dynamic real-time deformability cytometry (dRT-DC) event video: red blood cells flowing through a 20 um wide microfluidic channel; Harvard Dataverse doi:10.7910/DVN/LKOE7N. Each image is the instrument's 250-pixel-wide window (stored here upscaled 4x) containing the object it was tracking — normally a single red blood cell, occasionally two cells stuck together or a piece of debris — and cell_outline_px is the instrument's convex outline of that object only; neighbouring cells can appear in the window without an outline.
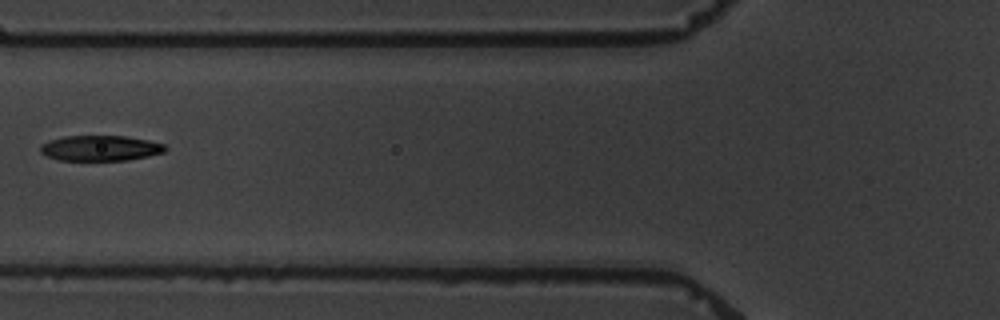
{"species": "common noctule bat (a hibernating species)", "species_latin": "Nyctalus noctula", "temperature_condition": "warm", "stored_images_in_passage": 10, "segment_of_instrument_passage": [1, 2], "camera_frame_rate_fps": 3000, "um_per_image_px": 0.085, "animal": {"sex": "male", "body_mass_g": 19.5, "forearm_length_mm": 54.6}, "frame": {"image": 1, "passage_image": 6, "time_ms": 6.0, "image_size_px": [1000, 320], "cell_outline_px": [[168, 148], [164, 152], [148, 156], [128, 160], [60, 160], [48, 156], [40, 152], [40, 144], [48, 140], [64, 136], [124, 136], [148, 140], [164, 144]], "centroid_in_image_um": [8.52, 12.59], "position_along_channel_um": 117.3, "area_um2": 18.5}}
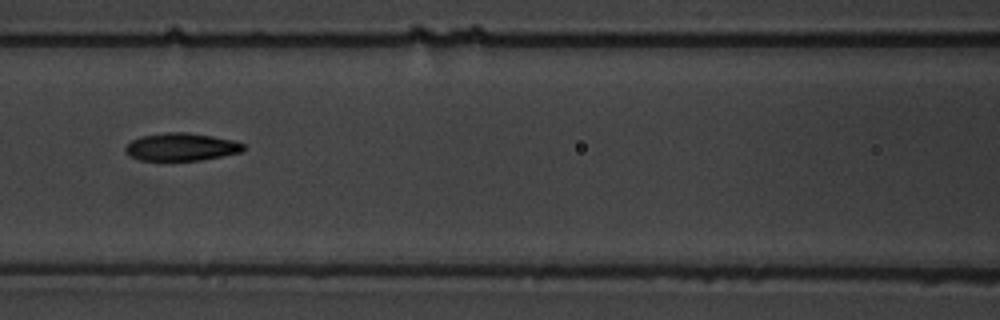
{"frame": {"image": 2, "passage_image": 7, "time_ms": 7.0, "image_size_px": [1000, 320], "cell_outline_px": [[244, 148], [240, 152], [200, 160], [140, 160], [128, 156], [124, 152], [124, 148], [132, 140], [140, 136], [168, 132], [184, 132], [212, 136], [236, 140], [244, 144]], "centroid_in_image_um": [15.37, 12.48], "position_along_channel_um": 151.2, "area_um2": 19.02}}
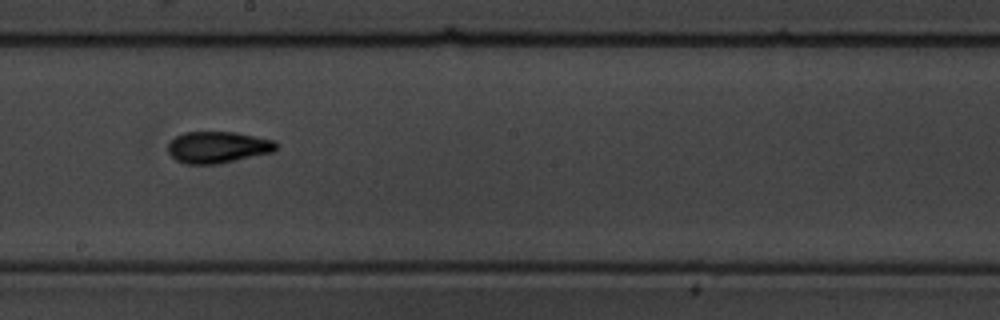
{"frame": {"image": 3, "passage_image": 9, "time_ms": 9.333, "image_size_px": [1000, 320], "cell_outline_px": [[276, 148], [272, 152], [220, 164], [184, 164], [176, 160], [168, 152], [168, 144], [176, 136], [184, 132], [236, 132], [276, 140]], "centroid_in_image_um": [18.51, 12.52], "position_along_channel_um": 229.7, "area_um2": 20.0}}